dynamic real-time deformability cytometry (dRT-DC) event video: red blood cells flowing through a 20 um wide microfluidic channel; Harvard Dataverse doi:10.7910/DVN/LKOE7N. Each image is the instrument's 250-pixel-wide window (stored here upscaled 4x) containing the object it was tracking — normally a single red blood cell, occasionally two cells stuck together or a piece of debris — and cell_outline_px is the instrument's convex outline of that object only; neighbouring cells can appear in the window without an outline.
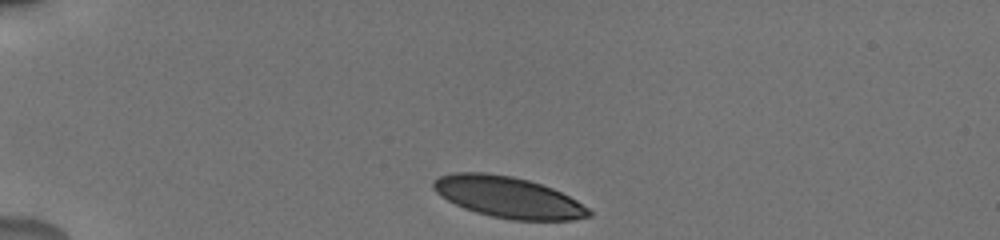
{"species": "human", "species_latin": "Homo sapiens", "temperature_condition": "cold", "stored_images_in_passage": 37, "camera_frame_rate_fps": 3000, "um_per_image_px": 0.085, "donor": {"sex": "male"}, "frame": {"image": 1, "passage_image": 1, "time_ms": 0.0, "image_size_px": [1000, 240], "cell_outline_px": [[592, 216], [572, 220], [512, 220], [492, 216], [476, 212], [464, 208], [440, 196], [432, 188], [432, 180], [440, 176], [452, 172], [484, 172], [512, 176], [528, 180], [552, 188], [576, 200], [588, 208], [592, 212]], "centroid_in_image_um": [43.17, 16.76], "position_along_channel_um": 41.8, "area_um2": 37.22}}
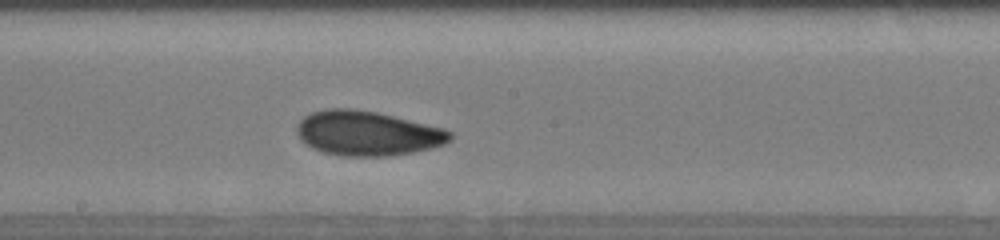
{"frame": {"image": 2, "passage_image": 19, "time_ms": 6.0, "image_size_px": [1000, 240], "cell_outline_px": [[452, 140], [444, 144], [412, 152], [388, 156], [344, 156], [324, 152], [312, 148], [300, 140], [296, 132], [296, 124], [304, 116], [312, 112], [328, 108], [352, 108], [376, 112], [444, 128], [452, 132]], "centroid_in_image_um": [31.2, 11.32], "position_along_channel_um": 217.0, "area_um2": 39.88}}
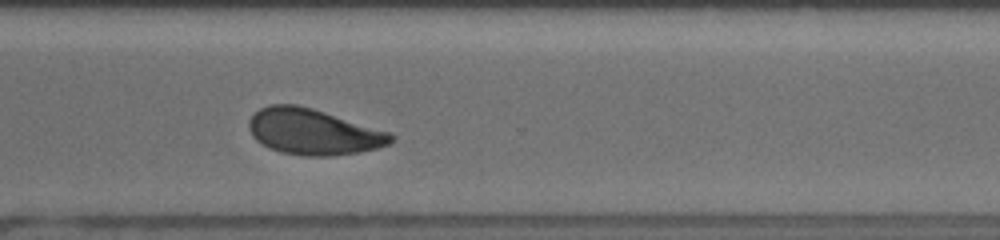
{"frame": {"image": 3, "passage_image": 29, "time_ms": 9.333, "image_size_px": [1000, 240], "cell_outline_px": [[396, 136], [388, 144], [376, 148], [356, 152], [332, 156], [304, 156], [280, 152], [256, 140], [252, 136], [248, 128], [248, 120], [260, 108], [268, 104], [296, 104], [312, 108], [392, 132]], "centroid_in_image_um": [26.63, 11.19], "position_along_channel_um": 344.0, "area_um2": 37.97}, "authors_computed_cell_mechanics": {"area_um2": 38.6104, "velocity_mm_per_s": 3.8089, "shape_relaxation_time_tau1_ms": 2.7871, "shape_relaxation_time_tau2_ms": 1.995, "deformation_change_tau1": 0.1253, "deformation_change_tau2": 0.0687}}